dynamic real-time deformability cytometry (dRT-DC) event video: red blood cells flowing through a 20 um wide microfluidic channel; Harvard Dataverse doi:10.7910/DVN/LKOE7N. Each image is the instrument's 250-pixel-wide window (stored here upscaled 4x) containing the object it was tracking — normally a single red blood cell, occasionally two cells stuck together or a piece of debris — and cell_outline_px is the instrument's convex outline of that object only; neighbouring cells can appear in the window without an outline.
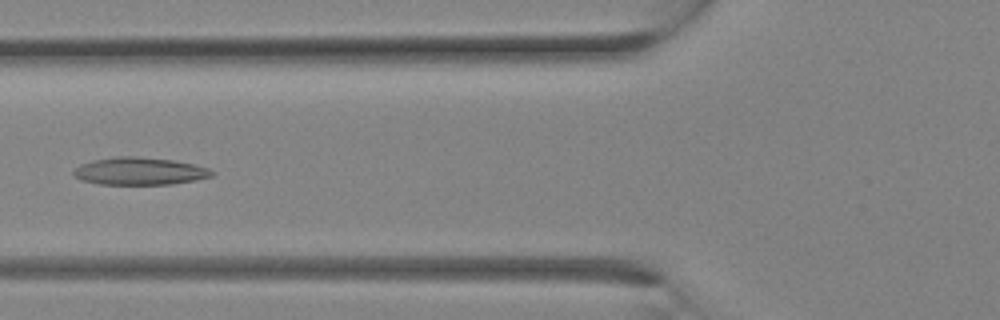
{"species": "Egyptian fruit bat (a non-hibernating species)", "species_latin": "Rousettus aegyptiacus", "temperature_condition": "room temperature", "stored_images_in_passage": 9, "camera_frame_rate_fps": 3000, "um_per_image_px": 0.085, "animal": {"sex": "female"}, "frame": {"image": 1, "passage_image": 8, "time_ms": 2.333, "image_size_px": [1000, 320], "cell_outline_px": [[216, 172], [212, 176], [196, 180], [172, 184], [100, 184], [80, 180], [72, 176], [72, 172], [80, 164], [92, 160], [116, 156], [136, 156], [172, 160], [196, 164], [208, 168]], "centroid_in_image_um": [11.85, 14.54], "position_along_channel_um": 113.9, "area_um2": 22.37}}